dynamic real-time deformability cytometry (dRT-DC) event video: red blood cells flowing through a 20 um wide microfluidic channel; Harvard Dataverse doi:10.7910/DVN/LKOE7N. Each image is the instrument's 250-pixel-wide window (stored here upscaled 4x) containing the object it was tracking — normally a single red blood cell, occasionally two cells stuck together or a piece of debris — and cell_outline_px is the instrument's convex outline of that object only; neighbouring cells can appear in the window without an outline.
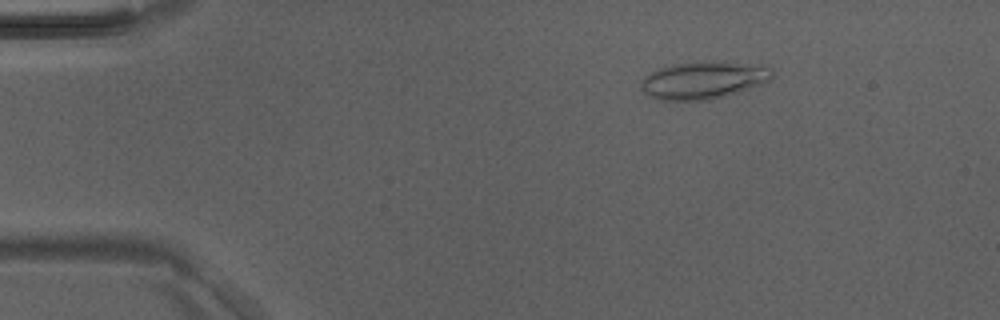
{"species": "Egyptian fruit bat (a non-hibernating species)", "species_latin": "Rousettus aegyptiacus", "temperature_condition": "room temperature", "stored_images_in_passage": 3, "camera_frame_rate_fps": 3000, "um_per_image_px": 0.085, "animal": {"sex": "male"}, "frame": {"image": 1, "passage_image": 1, "time_ms": 0.0, "image_size_px": [1000, 320], "cell_outline_px": [[772, 80], [764, 84], [712, 100], [660, 100], [648, 96], [644, 92], [640, 84], [644, 76], [660, 68], [672, 64], [692, 60], [724, 60], [772, 68]], "centroid_in_image_um": [59.8, 6.79], "position_along_channel_um": 25.2, "area_um2": 29.25}}